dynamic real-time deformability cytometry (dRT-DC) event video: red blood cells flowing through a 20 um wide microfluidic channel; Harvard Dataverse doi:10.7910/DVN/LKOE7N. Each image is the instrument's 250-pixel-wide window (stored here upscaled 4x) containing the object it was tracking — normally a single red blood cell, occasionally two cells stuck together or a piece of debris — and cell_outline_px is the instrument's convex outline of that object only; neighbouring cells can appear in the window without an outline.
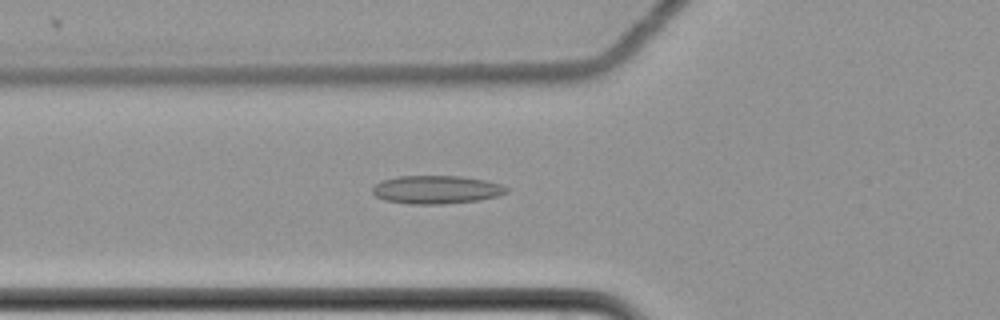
{"species": "common noctule bat (a hibernating species)", "species_latin": "Nyctalus noctula", "temperature_condition": "cold", "stored_images_in_passage": 55, "camera_frame_rate_fps": 3000, "um_per_image_px": 0.085, "animal": {"sex": "female", "body_mass_g": 22.7, "forearm_length_mm": 54.2}, "frame": {"image": 1, "passage_image": 18, "time_ms": 5.667, "image_size_px": [1000, 320], "cell_outline_px": [[508, 192], [496, 196], [480, 200], [444, 204], [408, 204], [384, 200], [376, 196], [372, 192], [372, 188], [380, 180], [396, 176], [460, 176], [488, 180], [500, 184], [508, 188]], "centroid_in_image_um": [37.08, 16.11], "position_along_channel_um": 88.7, "area_um2": 22.25}}
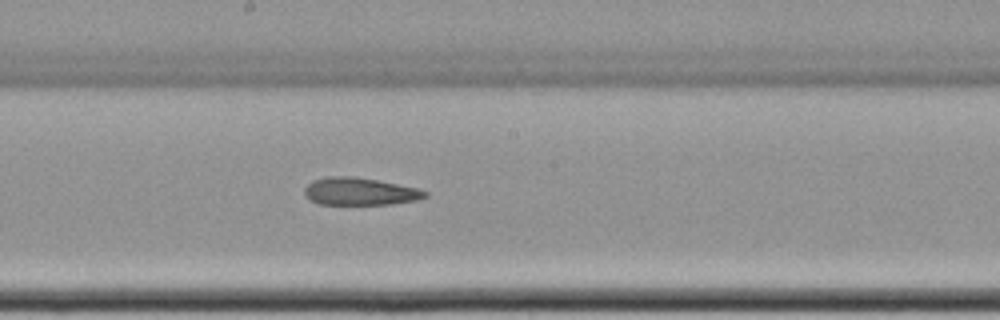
{"frame": {"image": 2, "passage_image": 29, "time_ms": 9.333, "image_size_px": [1000, 320], "cell_outline_px": [[428, 196], [416, 200], [392, 204], [320, 204], [312, 200], [304, 192], [304, 188], [312, 180], [328, 176], [352, 176], [376, 180], [420, 188], [428, 192]], "centroid_in_image_um": [30.62, 16.26], "position_along_channel_um": 217.6, "area_um2": 19.25}}
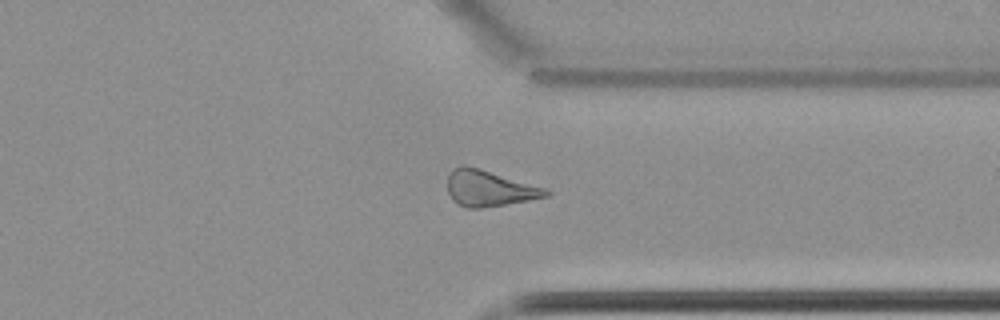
{"frame": {"image": 3, "passage_image": 42, "time_ms": 13.667, "image_size_px": [1000, 320], "cell_outline_px": [[552, 192], [548, 196], [528, 200], [480, 208], [464, 208], [452, 200], [448, 192], [448, 176], [460, 164], [464, 164], [480, 168], [548, 188]], "centroid_in_image_um": [41.6, 16.0], "position_along_channel_um": 369.8, "area_um2": 20.75}, "authors_computed_cell_mechanics": {"area_um2": 20.808, "velocity_mm_per_s": 3.5138, "shape_relaxation_time_tau1_ms": null, "shape_relaxation_time_tau2_ms": 6.2605, "deformation_change_tau1": null, "deformation_change_tau2": 0.181}}